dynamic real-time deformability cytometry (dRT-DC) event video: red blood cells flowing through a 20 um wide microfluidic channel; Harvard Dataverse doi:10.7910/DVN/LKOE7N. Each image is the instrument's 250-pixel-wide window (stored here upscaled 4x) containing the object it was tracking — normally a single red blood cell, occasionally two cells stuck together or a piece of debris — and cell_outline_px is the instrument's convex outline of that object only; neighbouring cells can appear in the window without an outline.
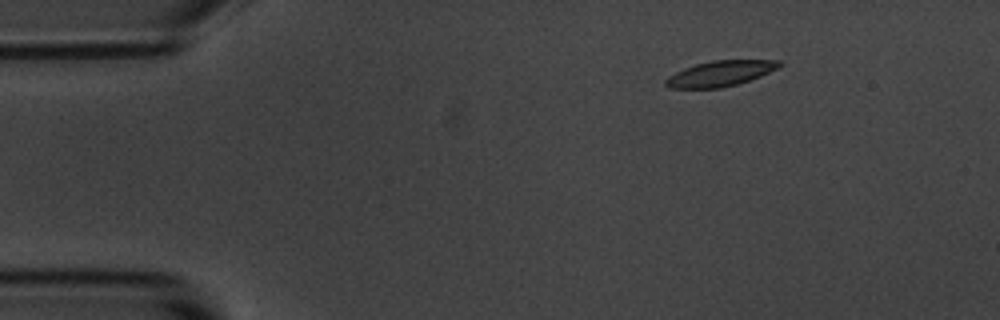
{"species": "common noctule bat (a hibernating species)", "species_latin": "Nyctalus noctula", "temperature_condition": "room temperature", "stored_images_in_passage": 4, "camera_frame_rate_fps": 3000, "um_per_image_px": 0.085, "animal": {"sex": "male", "body_mass_g": 20.1, "forearm_length_mm": 53.5}, "frame": {"image": 1, "passage_image": 1, "time_ms": 0.0, "image_size_px": [1000, 320], "cell_outline_px": [[784, 64], [760, 76], [736, 84], [720, 88], [668, 88], [664, 84], [664, 80], [668, 76], [684, 68], [696, 64], [712, 60], [780, 60]], "centroid_in_image_um": [61.18, 6.24], "position_along_channel_um": 23.8, "area_um2": 16.76}}